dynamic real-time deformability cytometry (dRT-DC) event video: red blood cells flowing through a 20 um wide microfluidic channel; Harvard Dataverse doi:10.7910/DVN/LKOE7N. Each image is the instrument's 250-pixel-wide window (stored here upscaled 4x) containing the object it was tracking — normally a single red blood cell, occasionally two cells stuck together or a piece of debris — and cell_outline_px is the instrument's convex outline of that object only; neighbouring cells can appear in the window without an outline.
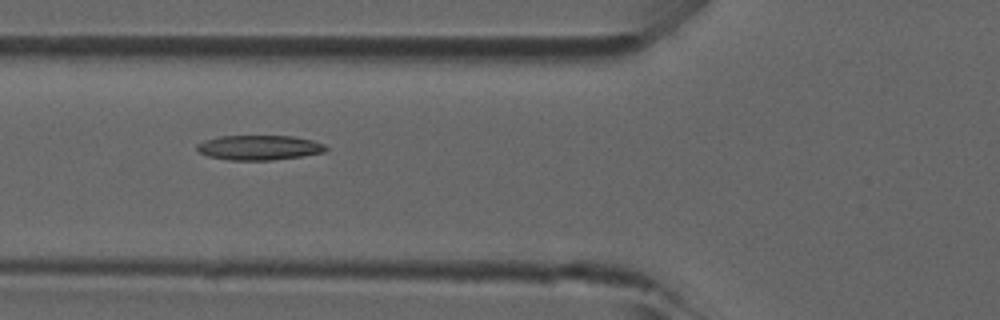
{"species": "common noctule bat (a hibernating species)", "species_latin": "Nyctalus noctula", "temperature_condition": "room temperature", "stored_images_in_passage": 43, "camera_frame_rate_fps": 3000, "um_per_image_px": 0.085, "animal": {"sex": "male", "forearm_length_mm": 52.5}, "frame": {"image": 1, "passage_image": 13, "time_ms": 4.0, "image_size_px": [1000, 320], "cell_outline_px": [[328, 148], [324, 152], [300, 156], [272, 160], [228, 160], [208, 156], [200, 152], [196, 148], [196, 144], [204, 140], [220, 136], [292, 136], [312, 140], [324, 144]], "centroid_in_image_um": [22.01, 12.54], "position_along_channel_um": 103.8, "area_um2": 18.55}}